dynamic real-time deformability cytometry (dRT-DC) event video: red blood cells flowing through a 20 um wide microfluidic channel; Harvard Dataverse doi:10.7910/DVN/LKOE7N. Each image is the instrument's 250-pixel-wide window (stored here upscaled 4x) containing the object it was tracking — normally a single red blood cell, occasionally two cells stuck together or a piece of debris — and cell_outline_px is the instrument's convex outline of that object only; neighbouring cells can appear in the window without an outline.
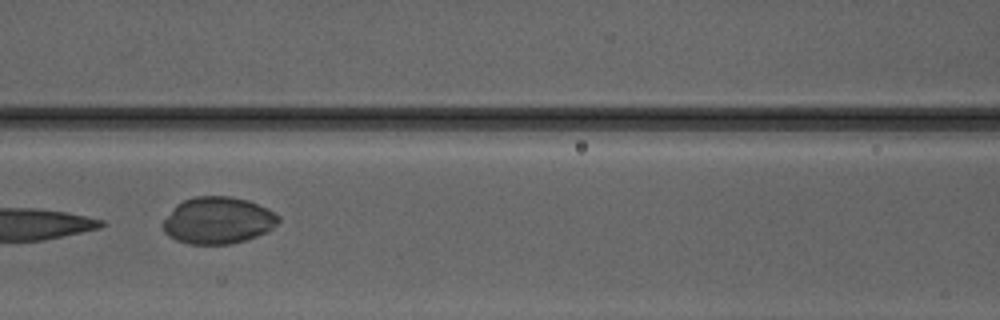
{"species": "Egyptian fruit bat (a non-hibernating species)", "species_latin": "Rousettus aegyptiacus", "temperature_condition": "warm", "stored_images_in_passage": 3, "camera_frame_rate_fps": 3000, "um_per_image_px": 0.085, "animal": {"sex": "male"}, "frame": {"image": 1, "passage_image": 3, "time_ms": 2.333, "image_size_px": [1000, 320], "cell_outline_px": [[280, 220], [268, 232], [244, 240], [228, 244], [188, 244], [176, 240], [168, 236], [164, 232], [160, 224], [172, 208], [176, 204], [184, 200], [196, 196], [232, 196], [248, 200], [268, 208], [280, 216]], "centroid_in_image_um": [18.5, 18.73], "position_along_channel_um": 148.1, "area_um2": 31.85}}